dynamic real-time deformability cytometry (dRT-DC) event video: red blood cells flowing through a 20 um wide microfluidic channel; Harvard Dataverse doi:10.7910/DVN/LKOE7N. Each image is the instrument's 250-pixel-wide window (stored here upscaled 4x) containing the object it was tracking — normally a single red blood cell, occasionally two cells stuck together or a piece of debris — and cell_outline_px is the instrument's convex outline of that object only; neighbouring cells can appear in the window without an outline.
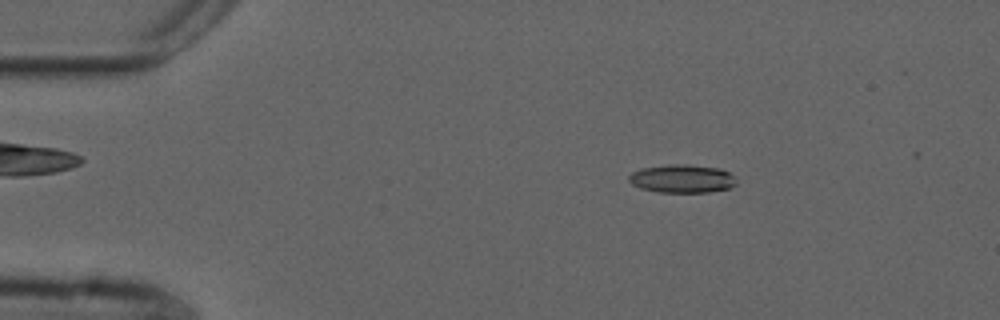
{"species": "common noctule bat (a hibernating species)", "species_latin": "Nyctalus noctula", "temperature_condition": "cold", "stored_images_in_passage": 54, "camera_frame_rate_fps": 3000, "um_per_image_px": 0.085, "animal": {"sex": "male", "forearm_length_mm": 52.5}, "frame": {"image": 1, "passage_image": 9, "time_ms": 2.667, "image_size_px": [1000, 320], "cell_outline_px": [[736, 184], [728, 188], [708, 192], [660, 192], [640, 188], [632, 184], [628, 180], [628, 176], [632, 172], [640, 168], [676, 164], [684, 164], [720, 168], [728, 172], [736, 180]], "centroid_in_image_um": [57.95, 15.18], "position_along_channel_um": 27.0, "area_um2": 17.57}}
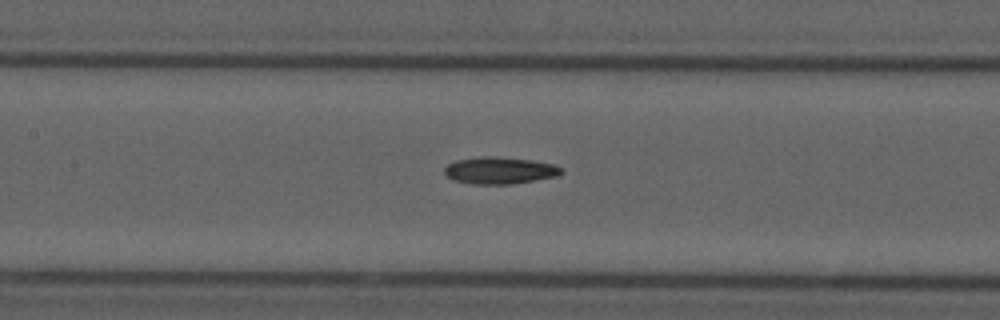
{"frame": {"image": 2, "passage_image": 25, "time_ms": 8.0, "image_size_px": [1000, 320], "cell_outline_px": [[564, 172], [556, 176], [512, 184], [472, 184], [452, 180], [444, 172], [444, 168], [448, 164], [456, 160], [480, 156], [492, 156], [532, 160], [552, 164], [564, 168]], "centroid_in_image_um": [42.46, 14.48], "position_along_channel_um": 164.9, "area_um2": 18.38}}
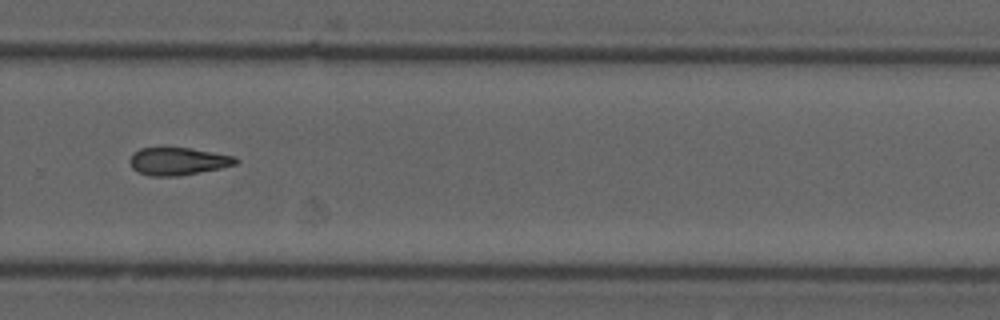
{"frame": {"image": 3, "passage_image": 37, "time_ms": 12.0, "image_size_px": [1000, 320], "cell_outline_px": [[240, 160], [236, 164], [220, 168], [180, 176], [148, 176], [132, 168], [128, 160], [132, 152], [140, 148], [188, 148], [236, 156]], "centroid_in_image_um": [15.11, 13.71], "position_along_channel_um": 314.7, "area_um2": 17.11}}